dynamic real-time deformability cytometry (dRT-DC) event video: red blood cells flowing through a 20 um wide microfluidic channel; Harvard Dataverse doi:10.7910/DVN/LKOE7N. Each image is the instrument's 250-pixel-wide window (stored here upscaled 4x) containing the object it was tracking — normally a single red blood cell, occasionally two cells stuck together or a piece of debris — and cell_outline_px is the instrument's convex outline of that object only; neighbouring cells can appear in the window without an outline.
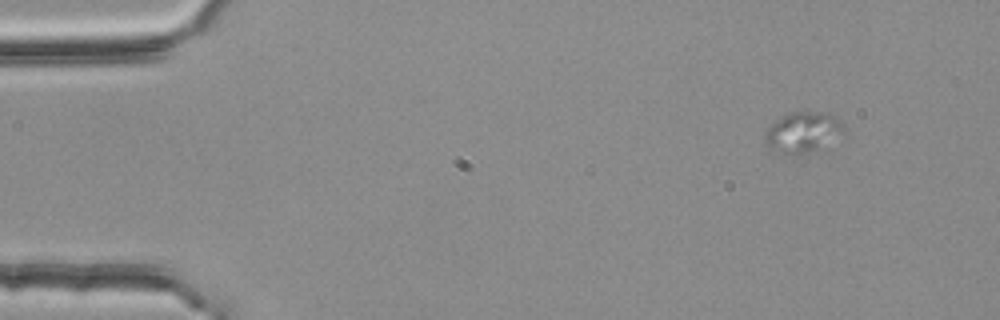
{"species": "common noctule bat (a hibernating species)", "species_latin": "Nyctalus noctula", "temperature_condition": "room temperature", "stored_images_in_passage": 4, "camera_frame_rate_fps": 3000, "um_per_image_px": 0.085, "animal": {"sex": "female", "body_mass_g": 25.1}, "frame": {"image": 1, "passage_image": 2, "time_ms": 0.333, "image_size_px": [1000, 320], "cell_outline_px": [[848, 132], [808, 152], [796, 156], [780, 152], [768, 144], [764, 140], [764, 136], [768, 128], [776, 120], [788, 112], [828, 112], [836, 116], [844, 124]], "centroid_in_image_um": [68.3, 11.2], "position_along_channel_um": 16.7, "area_um2": 18.5}}
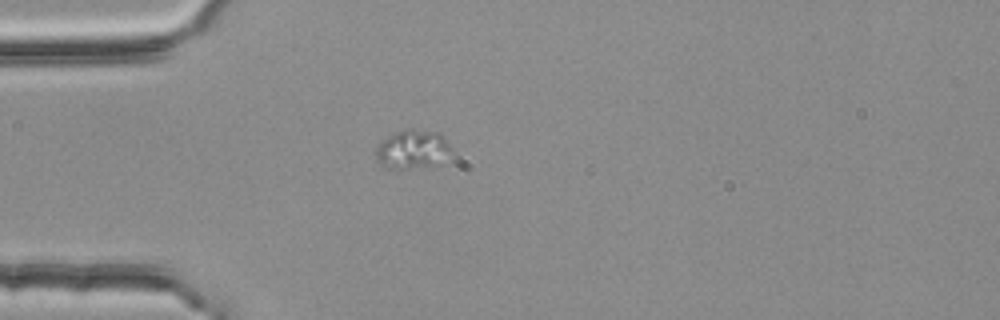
{"frame": {"image": 2, "passage_image": 4, "time_ms": 1.0, "image_size_px": [1000, 320], "cell_outline_px": [[452, 152], [440, 164], [408, 168], [384, 168], [380, 164], [376, 156], [376, 148], [388, 136], [396, 132], [408, 128], [412, 128], [436, 132], [444, 136], [452, 148]], "centroid_in_image_um": [35.1, 12.68], "position_along_channel_um": 49.9, "area_um2": 17.11}}